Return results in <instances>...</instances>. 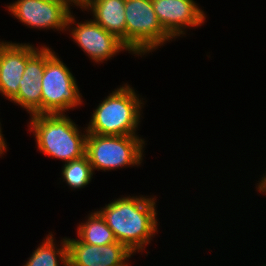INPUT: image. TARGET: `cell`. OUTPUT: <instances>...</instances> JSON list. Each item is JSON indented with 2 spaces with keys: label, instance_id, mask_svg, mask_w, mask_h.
<instances>
[{
  "label": "cell",
  "instance_id": "obj_13",
  "mask_svg": "<svg viewBox=\"0 0 266 266\" xmlns=\"http://www.w3.org/2000/svg\"><path fill=\"white\" fill-rule=\"evenodd\" d=\"M80 9L90 10L92 20L126 46L125 0H87Z\"/></svg>",
  "mask_w": 266,
  "mask_h": 266
},
{
  "label": "cell",
  "instance_id": "obj_7",
  "mask_svg": "<svg viewBox=\"0 0 266 266\" xmlns=\"http://www.w3.org/2000/svg\"><path fill=\"white\" fill-rule=\"evenodd\" d=\"M66 0H17L8 11L30 28L66 31L71 7Z\"/></svg>",
  "mask_w": 266,
  "mask_h": 266
},
{
  "label": "cell",
  "instance_id": "obj_6",
  "mask_svg": "<svg viewBox=\"0 0 266 266\" xmlns=\"http://www.w3.org/2000/svg\"><path fill=\"white\" fill-rule=\"evenodd\" d=\"M126 47L142 56L173 38L163 29L152 0H125Z\"/></svg>",
  "mask_w": 266,
  "mask_h": 266
},
{
  "label": "cell",
  "instance_id": "obj_11",
  "mask_svg": "<svg viewBox=\"0 0 266 266\" xmlns=\"http://www.w3.org/2000/svg\"><path fill=\"white\" fill-rule=\"evenodd\" d=\"M37 48L30 43L0 42V93L10 102L19 92L27 59Z\"/></svg>",
  "mask_w": 266,
  "mask_h": 266
},
{
  "label": "cell",
  "instance_id": "obj_19",
  "mask_svg": "<svg viewBox=\"0 0 266 266\" xmlns=\"http://www.w3.org/2000/svg\"><path fill=\"white\" fill-rule=\"evenodd\" d=\"M66 1H68L71 4V6L74 5V7L77 6L81 8L86 3L87 0H66Z\"/></svg>",
  "mask_w": 266,
  "mask_h": 266
},
{
  "label": "cell",
  "instance_id": "obj_17",
  "mask_svg": "<svg viewBox=\"0 0 266 266\" xmlns=\"http://www.w3.org/2000/svg\"><path fill=\"white\" fill-rule=\"evenodd\" d=\"M1 122H0V156L2 157V155L7 151V142H5L6 140L4 139V135L2 134V129H1Z\"/></svg>",
  "mask_w": 266,
  "mask_h": 266
},
{
  "label": "cell",
  "instance_id": "obj_16",
  "mask_svg": "<svg viewBox=\"0 0 266 266\" xmlns=\"http://www.w3.org/2000/svg\"><path fill=\"white\" fill-rule=\"evenodd\" d=\"M63 165L62 178L71 190L84 188L93 178L94 171L87 155Z\"/></svg>",
  "mask_w": 266,
  "mask_h": 266
},
{
  "label": "cell",
  "instance_id": "obj_3",
  "mask_svg": "<svg viewBox=\"0 0 266 266\" xmlns=\"http://www.w3.org/2000/svg\"><path fill=\"white\" fill-rule=\"evenodd\" d=\"M127 83L110 93L94 109L87 133L98 135H137L140 124L142 98Z\"/></svg>",
  "mask_w": 266,
  "mask_h": 266
},
{
  "label": "cell",
  "instance_id": "obj_4",
  "mask_svg": "<svg viewBox=\"0 0 266 266\" xmlns=\"http://www.w3.org/2000/svg\"><path fill=\"white\" fill-rule=\"evenodd\" d=\"M41 114L66 113L83 104L76 79L59 56L46 46V64L40 82Z\"/></svg>",
  "mask_w": 266,
  "mask_h": 266
},
{
  "label": "cell",
  "instance_id": "obj_1",
  "mask_svg": "<svg viewBox=\"0 0 266 266\" xmlns=\"http://www.w3.org/2000/svg\"><path fill=\"white\" fill-rule=\"evenodd\" d=\"M156 197H120L97 212L112 230L117 242L132 253L145 250L158 232Z\"/></svg>",
  "mask_w": 266,
  "mask_h": 266
},
{
  "label": "cell",
  "instance_id": "obj_9",
  "mask_svg": "<svg viewBox=\"0 0 266 266\" xmlns=\"http://www.w3.org/2000/svg\"><path fill=\"white\" fill-rule=\"evenodd\" d=\"M68 266H128L133 253L120 242L91 245L66 238ZM127 262V263H126Z\"/></svg>",
  "mask_w": 266,
  "mask_h": 266
},
{
  "label": "cell",
  "instance_id": "obj_15",
  "mask_svg": "<svg viewBox=\"0 0 266 266\" xmlns=\"http://www.w3.org/2000/svg\"><path fill=\"white\" fill-rule=\"evenodd\" d=\"M77 228L78 238L83 243L100 246L117 242L112 230L97 211L91 212Z\"/></svg>",
  "mask_w": 266,
  "mask_h": 266
},
{
  "label": "cell",
  "instance_id": "obj_5",
  "mask_svg": "<svg viewBox=\"0 0 266 266\" xmlns=\"http://www.w3.org/2000/svg\"><path fill=\"white\" fill-rule=\"evenodd\" d=\"M145 142L139 135L113 136L87 133L86 155L93 171L139 166L143 162Z\"/></svg>",
  "mask_w": 266,
  "mask_h": 266
},
{
  "label": "cell",
  "instance_id": "obj_12",
  "mask_svg": "<svg viewBox=\"0 0 266 266\" xmlns=\"http://www.w3.org/2000/svg\"><path fill=\"white\" fill-rule=\"evenodd\" d=\"M46 64V46L38 47L27 59L19 92L11 100L32 115L41 114V78Z\"/></svg>",
  "mask_w": 266,
  "mask_h": 266
},
{
  "label": "cell",
  "instance_id": "obj_14",
  "mask_svg": "<svg viewBox=\"0 0 266 266\" xmlns=\"http://www.w3.org/2000/svg\"><path fill=\"white\" fill-rule=\"evenodd\" d=\"M42 241L41 245H38L24 266H60L61 264L68 266L66 237L61 240L60 246H56L52 232Z\"/></svg>",
  "mask_w": 266,
  "mask_h": 266
},
{
  "label": "cell",
  "instance_id": "obj_8",
  "mask_svg": "<svg viewBox=\"0 0 266 266\" xmlns=\"http://www.w3.org/2000/svg\"><path fill=\"white\" fill-rule=\"evenodd\" d=\"M74 17L71 13L67 22V31H70L73 41L95 63L112 59L111 57L124 50L131 53L116 35L108 32L92 19L77 23Z\"/></svg>",
  "mask_w": 266,
  "mask_h": 266
},
{
  "label": "cell",
  "instance_id": "obj_10",
  "mask_svg": "<svg viewBox=\"0 0 266 266\" xmlns=\"http://www.w3.org/2000/svg\"><path fill=\"white\" fill-rule=\"evenodd\" d=\"M153 9L163 29L172 37L185 34V29L200 27L206 15L194 0H152Z\"/></svg>",
  "mask_w": 266,
  "mask_h": 266
},
{
  "label": "cell",
  "instance_id": "obj_18",
  "mask_svg": "<svg viewBox=\"0 0 266 266\" xmlns=\"http://www.w3.org/2000/svg\"><path fill=\"white\" fill-rule=\"evenodd\" d=\"M258 182L259 183H257L258 185L256 186V190L266 195V175L263 174V177Z\"/></svg>",
  "mask_w": 266,
  "mask_h": 266
},
{
  "label": "cell",
  "instance_id": "obj_2",
  "mask_svg": "<svg viewBox=\"0 0 266 266\" xmlns=\"http://www.w3.org/2000/svg\"><path fill=\"white\" fill-rule=\"evenodd\" d=\"M28 127L34 133L38 150L64 163L86 155L87 129L82 133L65 113L30 116Z\"/></svg>",
  "mask_w": 266,
  "mask_h": 266
}]
</instances>
